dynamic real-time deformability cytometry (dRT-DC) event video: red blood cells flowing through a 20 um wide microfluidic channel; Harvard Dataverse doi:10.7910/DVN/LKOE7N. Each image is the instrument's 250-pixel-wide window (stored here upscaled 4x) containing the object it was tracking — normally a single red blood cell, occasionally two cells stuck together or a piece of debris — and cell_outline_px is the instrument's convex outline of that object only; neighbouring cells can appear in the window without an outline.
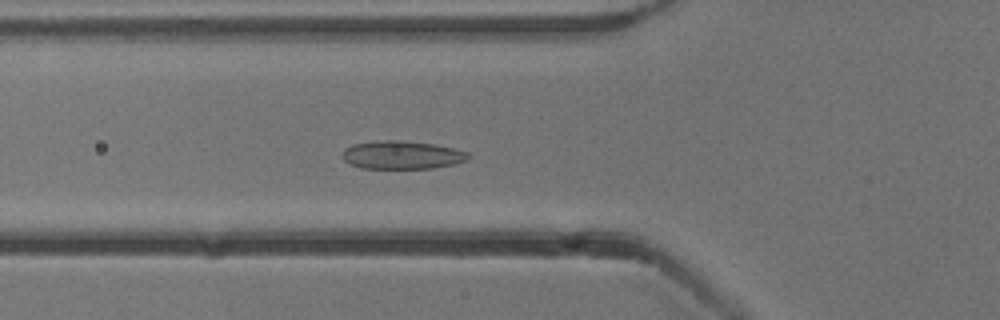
{"species": "common noctule bat (a hibernating species)", "species_latin": "Nyctalus noctula", "temperature_condition": "cold", "stored_images_in_passage": 54, "camera_frame_rate_fps": 3000, "um_per_image_px": 0.085, "animal": {"sex": "male", "body_mass_g": 13.3}, "frame": {"image": 1, "passage_image": 20, "time_ms": 6.333, "image_size_px": [1000, 320], "cell_outline_px": [[472, 156], [468, 160], [456, 164], [432, 168], [360, 168], [344, 160], [344, 148], [352, 144], [376, 140], [400, 140], [436, 144], [468, 152]], "centroid_in_image_um": [34.21, 13.16], "position_along_channel_um": 91.6, "area_um2": 20.81}}
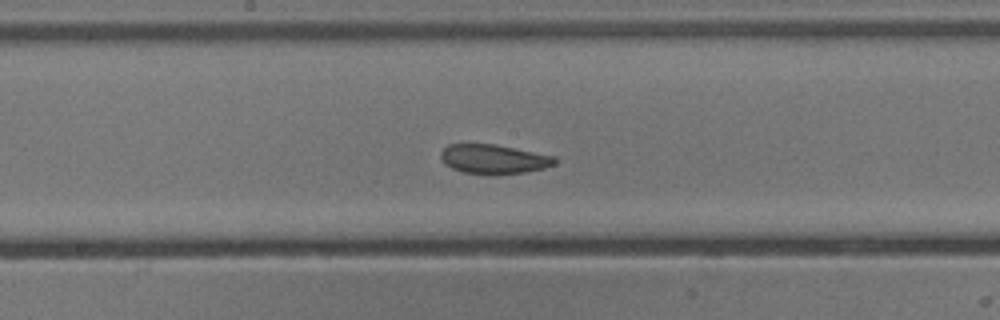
{"frame": {"image": 2, "passage_image": 29, "time_ms": 9.333, "image_size_px": [1000, 320], "cell_outline_px": [[556, 164], [544, 168], [524, 172], [496, 176], [464, 172], [452, 168], [440, 156], [440, 152], [448, 144], [496, 144], [556, 156]], "centroid_in_image_um": [42.01, 13.53], "position_along_channel_um": 206.2, "area_um2": 19.65}}
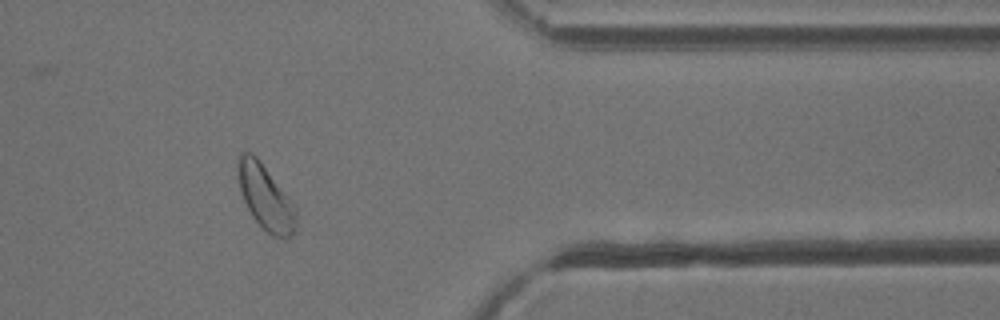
{"frame": {"image": 3, "passage_image": 45, "time_ms": 14.667, "image_size_px": [1000, 320], "cell_outline_px": [[296, 228], [288, 236], [272, 236], [252, 216], [244, 200], [236, 176], [236, 164], [240, 152], [252, 152], [256, 156], [288, 196], [296, 208]], "centroid_in_image_um": [22.53, 16.71], "position_along_channel_um": 388.9, "area_um2": 21.68}, "authors_computed_cell_mechanics": {"area_um2": 21.4438, "velocity_mm_per_s": 3.8049, "shape_relaxation_time_tau1_ms": 4.6015, "shape_relaxation_time_tau2_ms": 4.6538, "deformation_change_tau1": 0.0808, "deformation_change_tau2": 0.0849}}